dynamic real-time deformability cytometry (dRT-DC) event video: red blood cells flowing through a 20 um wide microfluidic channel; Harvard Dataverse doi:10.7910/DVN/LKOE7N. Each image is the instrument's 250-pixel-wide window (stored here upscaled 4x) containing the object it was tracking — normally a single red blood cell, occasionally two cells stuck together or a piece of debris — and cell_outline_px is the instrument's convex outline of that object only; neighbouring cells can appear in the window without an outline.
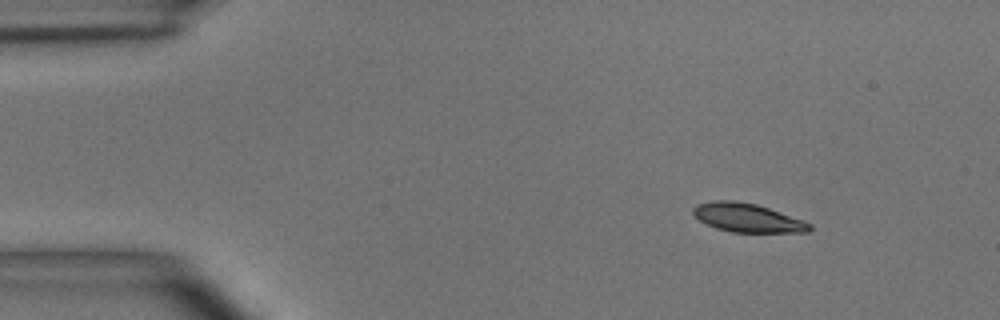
{"species": "common noctule bat (a hibernating species)", "species_latin": "Nyctalus noctula", "temperature_condition": "room temperature", "stored_images_in_passage": 3, "camera_frame_rate_fps": 3000, "um_per_image_px": 0.085, "animal": {"sex": "male", "body_mass_g": 15.6}, "frame": {"image": 1, "passage_image": 1, "time_ms": 0.0, "image_size_px": [1000, 320], "cell_outline_px": [[812, 228], [808, 232], [732, 232], [716, 228], [700, 220], [692, 212], [692, 208], [696, 204], [712, 200], [736, 200], [756, 204], [804, 220], [812, 224]], "centroid_in_image_um": [63.53, 18.5], "position_along_channel_um": 21.5, "area_um2": 19.48}}